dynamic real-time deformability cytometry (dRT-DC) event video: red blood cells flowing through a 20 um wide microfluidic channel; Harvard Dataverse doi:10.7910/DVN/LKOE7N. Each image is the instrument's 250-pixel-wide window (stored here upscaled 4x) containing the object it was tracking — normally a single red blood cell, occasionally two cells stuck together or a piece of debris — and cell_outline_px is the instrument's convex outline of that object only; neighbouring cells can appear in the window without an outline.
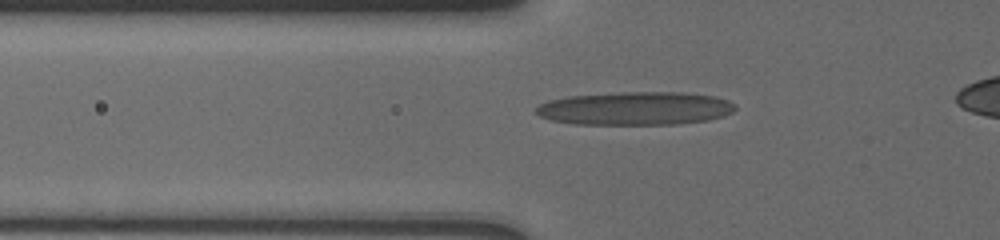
{"species": "human", "species_latin": "Homo sapiens", "temperature_condition": "cold", "stored_images_in_passage": 42, "camera_frame_rate_fps": 3000, "um_per_image_px": 0.085, "donor": {"sex": "male"}, "frame": {"image": 1, "passage_image": 13, "time_ms": 4.667, "image_size_px": [1000, 240], "cell_outline_px": [[736, 108], [732, 112], [724, 116], [708, 120], [676, 124], [576, 124], [548, 120], [540, 116], [536, 112], [536, 108], [540, 104], [548, 100], [568, 96], [620, 92], [680, 92], [716, 96], [728, 100]], "centroid_in_image_um": [53.99, 9.21], "position_along_channel_um": 71.8, "area_um2": 38.73}}
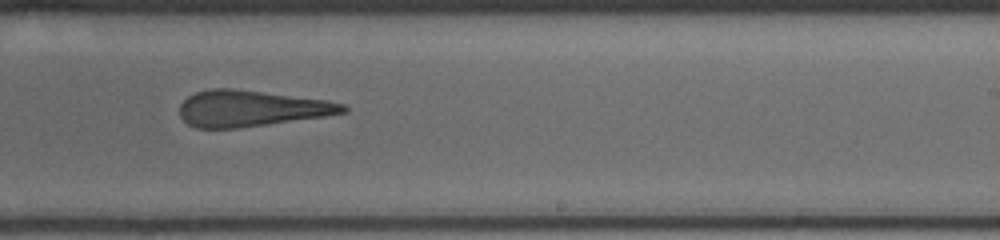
{"frame": {"image": 2, "passage_image": 28, "time_ms": 10.0, "image_size_px": [1000, 240], "cell_outline_px": [[348, 112], [324, 116], [236, 128], [196, 128], [188, 124], [180, 116], [180, 104], [188, 96], [196, 92], [212, 88], [232, 88], [324, 100], [344, 104], [348, 108]], "centroid_in_image_um": [21.3, 9.21], "position_along_channel_um": 267.7, "area_um2": 33.93}}
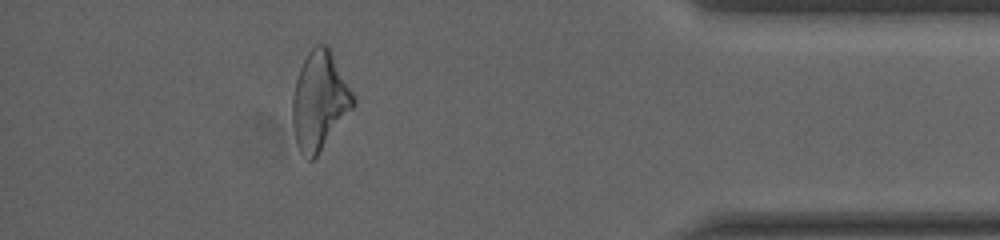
{"frame": {"image": 3, "passage_image": 41, "time_ms": 14.667, "image_size_px": [1000, 240], "cell_outline_px": [[356, 104], [316, 156], [312, 160], [308, 160], [300, 152], [296, 144], [292, 124], [292, 100], [296, 80], [300, 68], [308, 52], [316, 44], [324, 44], [328, 48], [352, 92], [356, 100]], "centroid_in_image_um": [27.13, 8.61], "position_along_channel_um": 408.1, "area_um2": 34.16}}